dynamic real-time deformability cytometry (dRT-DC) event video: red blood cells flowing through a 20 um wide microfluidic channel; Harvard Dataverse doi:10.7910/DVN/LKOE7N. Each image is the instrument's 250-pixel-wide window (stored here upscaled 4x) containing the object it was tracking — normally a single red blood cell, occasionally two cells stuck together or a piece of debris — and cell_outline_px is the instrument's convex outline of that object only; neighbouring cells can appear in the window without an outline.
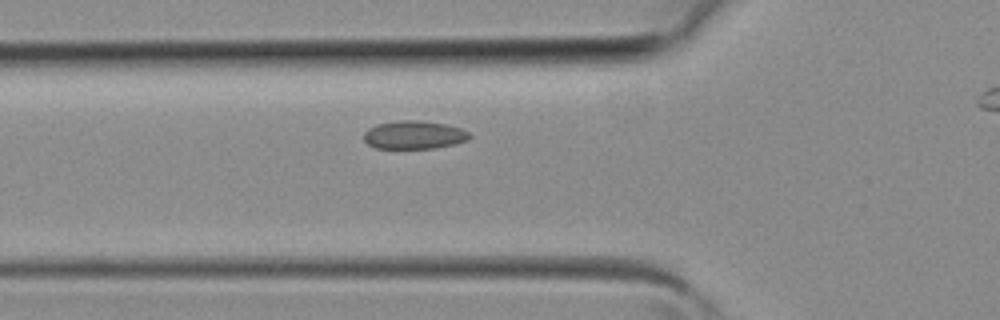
{"species": "common noctule bat (a hibernating species)", "species_latin": "Nyctalus noctula", "temperature_condition": "room temperature", "stored_images_in_passage": 31, "camera_frame_rate_fps": 3000, "um_per_image_px": 0.085, "animal": {"sex": "female", "body_mass_g": 19.3, "forearm_length_mm": 54.1}, "frame": {"image": 1, "passage_image": 10, "time_ms": 3.0, "image_size_px": [1000, 320], "cell_outline_px": [[472, 136], [468, 140], [452, 144], [432, 148], [376, 148], [368, 144], [364, 140], [364, 132], [368, 128], [376, 124], [400, 120], [416, 120], [444, 124], [460, 128], [468, 132]], "centroid_in_image_um": [35.16, 11.46], "position_along_channel_um": 90.6, "area_um2": 17.22}}
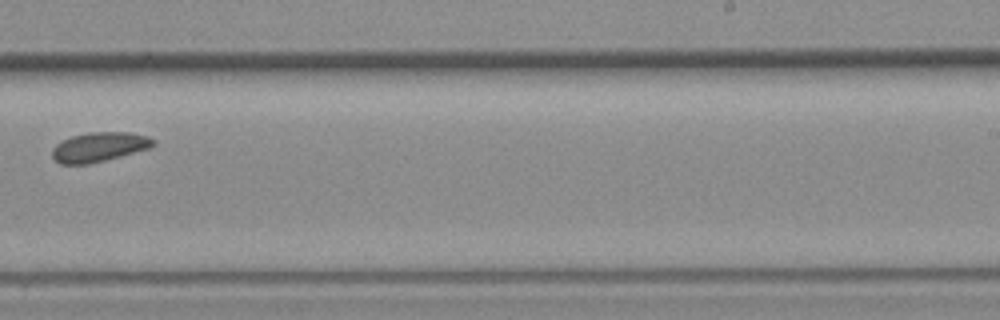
{"frame": {"image": 2, "passage_image": 21, "time_ms": 6.667, "image_size_px": [1000, 320], "cell_outline_px": [[156, 144], [148, 148], [120, 156], [88, 164], [60, 164], [52, 156], [52, 148], [60, 140], [72, 136], [88, 132], [132, 132], [148, 136], [156, 140]], "centroid_in_image_um": [8.42, 12.47], "position_along_channel_um": 280.6, "area_um2": 17.4}}
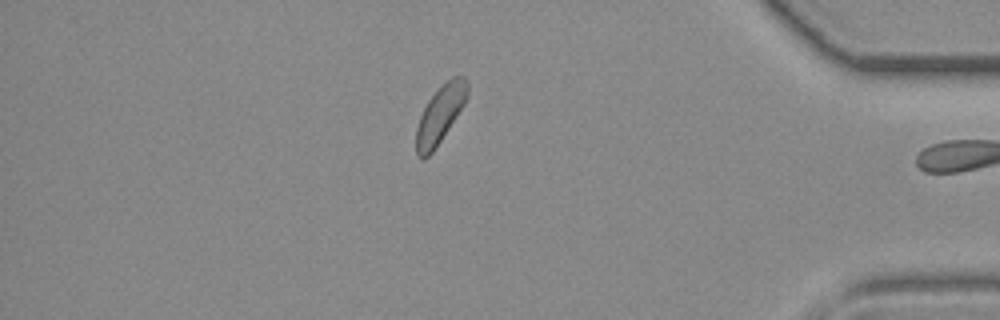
{"frame": {"image": 3, "passage_image": 30, "time_ms": 9.667, "image_size_px": [1000, 320], "cell_outline_px": [[468, 96], [464, 104], [432, 152], [424, 160], [416, 152], [416, 128], [420, 116], [428, 100], [452, 76], [464, 76], [468, 80]], "centroid_in_image_um": [37.41, 9.71], "position_along_channel_um": 397.8, "area_um2": 16.65}}